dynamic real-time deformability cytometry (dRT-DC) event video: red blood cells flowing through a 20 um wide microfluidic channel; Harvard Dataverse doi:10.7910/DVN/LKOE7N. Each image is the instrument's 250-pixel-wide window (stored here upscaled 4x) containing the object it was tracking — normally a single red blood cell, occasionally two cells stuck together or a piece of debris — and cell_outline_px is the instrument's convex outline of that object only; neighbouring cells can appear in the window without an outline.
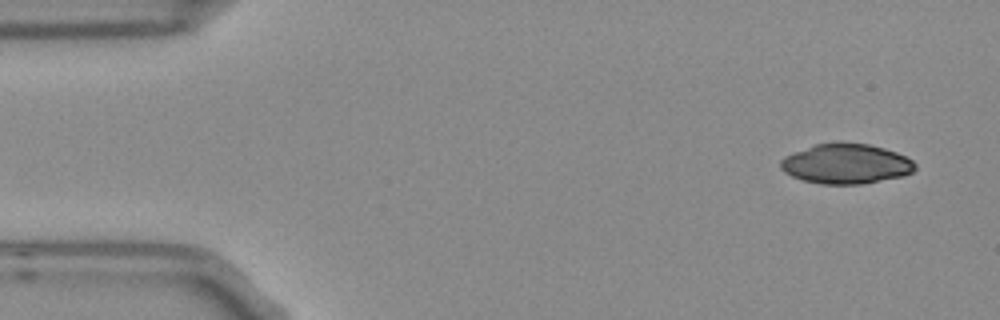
{"species": "Egyptian fruit bat (a non-hibernating species)", "species_latin": "Rousettus aegyptiacus", "temperature_condition": "room temperature", "stored_images_in_passage": 4, "camera_frame_rate_fps": 3000, "um_per_image_px": 0.085, "frame": {"image": 1, "passage_image": 1, "time_ms": 0.0, "image_size_px": [1000, 320], "cell_outline_px": [[916, 168], [912, 172], [900, 176], [860, 184], [820, 184], [804, 180], [792, 176], [784, 172], [780, 168], [780, 160], [784, 156], [816, 144], [840, 140], [868, 144], [884, 148], [896, 152], [912, 160], [916, 164]], "centroid_in_image_um": [71.89, 13.9], "position_along_channel_um": 13.1, "area_um2": 31.44}}